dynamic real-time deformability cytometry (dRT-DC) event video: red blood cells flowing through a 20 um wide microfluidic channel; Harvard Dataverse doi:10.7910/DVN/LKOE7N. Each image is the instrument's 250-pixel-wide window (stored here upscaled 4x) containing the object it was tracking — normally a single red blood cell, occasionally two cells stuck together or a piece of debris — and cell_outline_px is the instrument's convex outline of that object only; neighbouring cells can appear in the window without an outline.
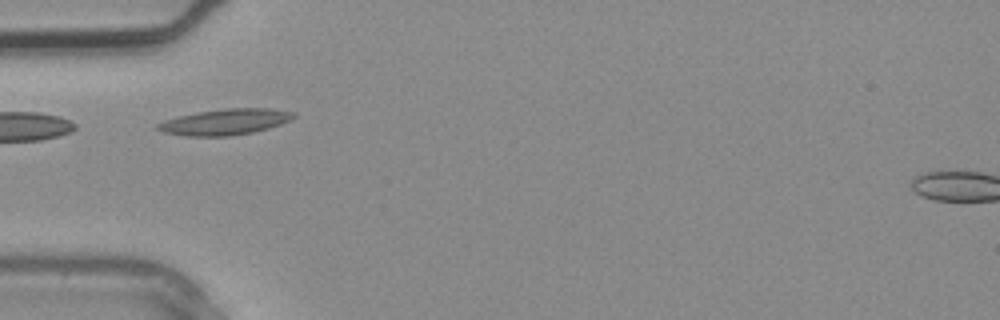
{"species": "common noctule bat (a hibernating species)", "species_latin": "Nyctalus noctula", "temperature_condition": "warm", "stored_images_in_passage": 2, "camera_frame_rate_fps": 3000, "um_per_image_px": 0.085, "animal": {"sex": "male", "body_mass_g": 20.4}, "frame": {"image": 1, "passage_image": 2, "time_ms": 0.333, "image_size_px": [1000, 320], "cell_outline_px": [[296, 116], [292, 120], [268, 128], [252, 132], [232, 136], [184, 136], [164, 132], [156, 128], [156, 124], [164, 120], [196, 112], [228, 108], [272, 108], [296, 112]], "centroid_in_image_um": [19.17, 10.35], "position_along_channel_um": 65.8, "area_um2": 20.63}}